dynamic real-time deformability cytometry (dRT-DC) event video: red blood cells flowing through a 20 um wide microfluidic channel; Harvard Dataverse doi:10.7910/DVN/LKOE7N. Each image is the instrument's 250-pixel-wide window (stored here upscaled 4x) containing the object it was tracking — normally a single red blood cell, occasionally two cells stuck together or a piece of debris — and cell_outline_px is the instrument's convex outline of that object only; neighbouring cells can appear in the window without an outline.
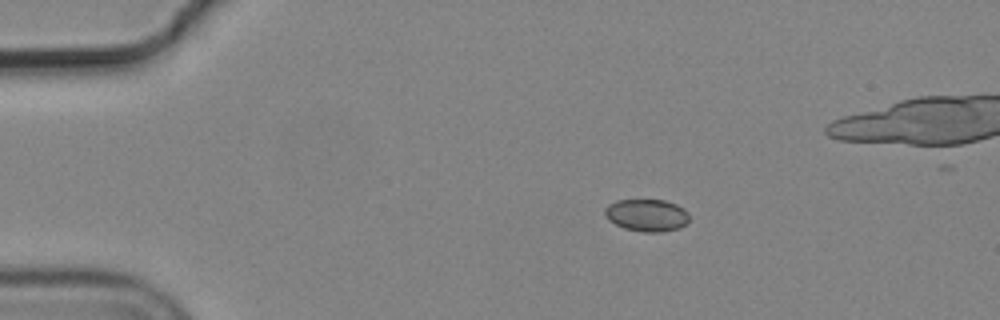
{"species": "common noctule bat (a hibernating species)", "species_latin": "Nyctalus noctula", "temperature_condition": "cold", "stored_images_in_passage": 10, "segment_of_instrument_passage": [1, 2], "camera_frame_rate_fps": 3000, "um_per_image_px": 0.085, "animal": {"sex": "male", "body_mass_g": 19.2, "forearm_length_mm": 51.8}, "frame": {"image": 1, "passage_image": 4, "time_ms": 1.0, "image_size_px": [1000, 320], "cell_outline_px": [[688, 224], [680, 228], [660, 232], [644, 232], [624, 228], [608, 220], [604, 216], [604, 208], [608, 204], [616, 200], [664, 200], [676, 204], [684, 208], [688, 212]], "centroid_in_image_um": [54.97, 18.29], "position_along_channel_um": 30.0, "area_um2": 16.07}}
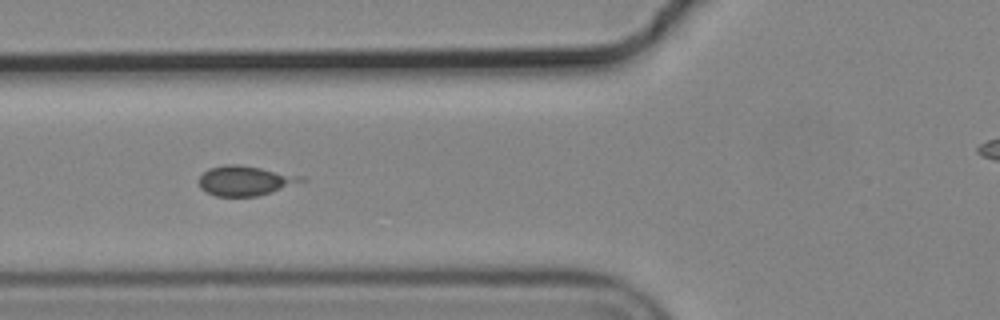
{"frame": {"image": 2, "passage_image": 7, "time_ms": 2.0, "image_size_px": [1000, 320], "cell_outline_px": [[304, 180], [272, 192], [256, 196], [216, 196], [200, 188], [200, 176], [208, 168], [224, 164], [240, 164], [304, 176]], "centroid_in_image_um": [20.81, 15.34], "position_along_channel_um": 105.0, "area_um2": 17.57}}
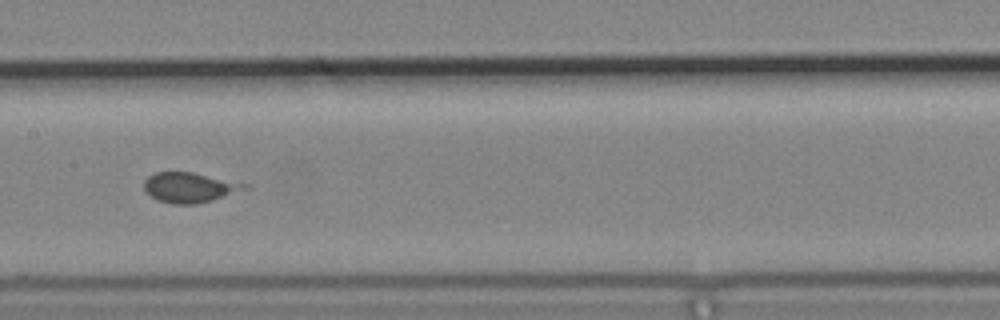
{"frame": {"image": 3, "passage_image": 9, "time_ms": 2.667, "image_size_px": [1000, 320], "cell_outline_px": [[248, 188], [212, 200], [196, 204], [172, 204], [156, 200], [144, 188], [144, 180], [148, 176], [156, 172], [192, 172], [248, 184]], "centroid_in_image_um": [16.08, 15.93], "position_along_channel_um": 191.3, "area_um2": 17.4}}